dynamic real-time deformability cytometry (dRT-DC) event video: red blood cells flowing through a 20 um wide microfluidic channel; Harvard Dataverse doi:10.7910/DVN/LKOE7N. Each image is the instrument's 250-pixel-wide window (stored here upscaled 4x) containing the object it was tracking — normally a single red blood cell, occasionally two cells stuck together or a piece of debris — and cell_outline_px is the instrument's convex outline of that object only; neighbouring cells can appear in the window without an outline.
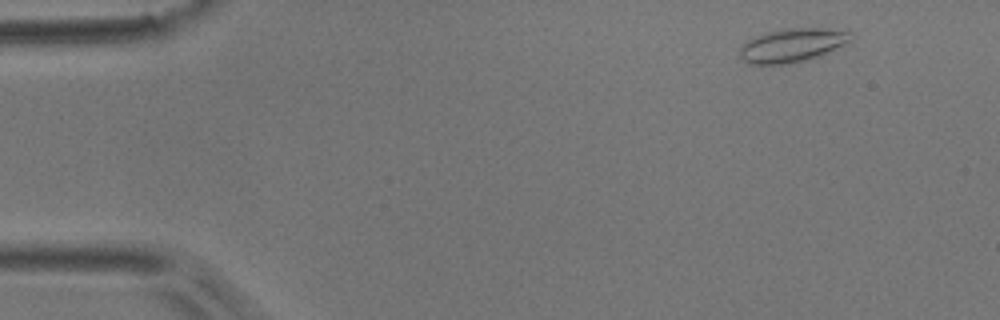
{"species": "common noctule bat (a hibernating species)", "species_latin": "Nyctalus noctula", "temperature_condition": "room temperature", "stored_images_in_passage": 4, "camera_frame_rate_fps": 3000, "um_per_image_px": 0.085, "animal": {"sex": "male", "body_mass_g": 17.9}, "frame": {"image": 1, "passage_image": 1, "time_ms": 0.0, "image_size_px": [1000, 320], "cell_outline_px": [[852, 40], [844, 44], [816, 56], [804, 60], [788, 64], [748, 64], [740, 60], [740, 48], [748, 40], [764, 32], [784, 28], [816, 28], [852, 32]], "centroid_in_image_um": [67.27, 3.84], "position_along_channel_um": 17.7, "area_um2": 21.5}}